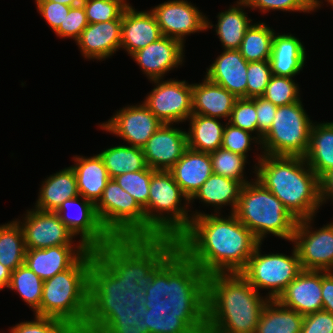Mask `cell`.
Returning <instances> with one entry per match:
<instances>
[{"label": "cell", "mask_w": 333, "mask_h": 333, "mask_svg": "<svg viewBox=\"0 0 333 333\" xmlns=\"http://www.w3.org/2000/svg\"><path fill=\"white\" fill-rule=\"evenodd\" d=\"M142 318L187 319L174 238H112L94 251L82 333H95L106 321Z\"/></svg>", "instance_id": "cell-1"}, {"label": "cell", "mask_w": 333, "mask_h": 333, "mask_svg": "<svg viewBox=\"0 0 333 333\" xmlns=\"http://www.w3.org/2000/svg\"><path fill=\"white\" fill-rule=\"evenodd\" d=\"M189 228L177 239L179 274L188 293L213 273H240L260 241L233 213H191ZM221 216V217H220Z\"/></svg>", "instance_id": "cell-2"}, {"label": "cell", "mask_w": 333, "mask_h": 333, "mask_svg": "<svg viewBox=\"0 0 333 333\" xmlns=\"http://www.w3.org/2000/svg\"><path fill=\"white\" fill-rule=\"evenodd\" d=\"M268 301L240 273H213L187 293V326L194 333H255Z\"/></svg>", "instance_id": "cell-3"}, {"label": "cell", "mask_w": 333, "mask_h": 333, "mask_svg": "<svg viewBox=\"0 0 333 333\" xmlns=\"http://www.w3.org/2000/svg\"><path fill=\"white\" fill-rule=\"evenodd\" d=\"M256 180L270 190L299 221L314 217L320 209V178L304 157L258 154Z\"/></svg>", "instance_id": "cell-4"}, {"label": "cell", "mask_w": 333, "mask_h": 333, "mask_svg": "<svg viewBox=\"0 0 333 333\" xmlns=\"http://www.w3.org/2000/svg\"><path fill=\"white\" fill-rule=\"evenodd\" d=\"M93 258L94 250L88 249L69 269L44 280L40 316L65 321L78 333L84 331Z\"/></svg>", "instance_id": "cell-5"}, {"label": "cell", "mask_w": 333, "mask_h": 333, "mask_svg": "<svg viewBox=\"0 0 333 333\" xmlns=\"http://www.w3.org/2000/svg\"><path fill=\"white\" fill-rule=\"evenodd\" d=\"M149 190L148 204L143 209L146 238L170 237L177 240L191 224L192 215L188 212L192 211L187 210L190 200L172 174L165 170H156L152 174ZM182 200H185L184 204Z\"/></svg>", "instance_id": "cell-6"}, {"label": "cell", "mask_w": 333, "mask_h": 333, "mask_svg": "<svg viewBox=\"0 0 333 333\" xmlns=\"http://www.w3.org/2000/svg\"><path fill=\"white\" fill-rule=\"evenodd\" d=\"M260 241L267 234L292 241L297 219L283 203L256 179L244 184L233 213Z\"/></svg>", "instance_id": "cell-7"}, {"label": "cell", "mask_w": 333, "mask_h": 333, "mask_svg": "<svg viewBox=\"0 0 333 333\" xmlns=\"http://www.w3.org/2000/svg\"><path fill=\"white\" fill-rule=\"evenodd\" d=\"M307 114L302 101L279 106L270 129L261 139L262 154L304 157L313 124Z\"/></svg>", "instance_id": "cell-8"}, {"label": "cell", "mask_w": 333, "mask_h": 333, "mask_svg": "<svg viewBox=\"0 0 333 333\" xmlns=\"http://www.w3.org/2000/svg\"><path fill=\"white\" fill-rule=\"evenodd\" d=\"M95 210L112 238H146L144 210L114 179L108 181Z\"/></svg>", "instance_id": "cell-9"}, {"label": "cell", "mask_w": 333, "mask_h": 333, "mask_svg": "<svg viewBox=\"0 0 333 333\" xmlns=\"http://www.w3.org/2000/svg\"><path fill=\"white\" fill-rule=\"evenodd\" d=\"M258 244L240 274L259 292L267 289L266 297L277 300L287 285L303 270L295 246L292 255L283 253L262 254Z\"/></svg>", "instance_id": "cell-10"}, {"label": "cell", "mask_w": 333, "mask_h": 333, "mask_svg": "<svg viewBox=\"0 0 333 333\" xmlns=\"http://www.w3.org/2000/svg\"><path fill=\"white\" fill-rule=\"evenodd\" d=\"M151 80L154 87L143 104L164 124H179L192 115V84L186 80Z\"/></svg>", "instance_id": "cell-11"}, {"label": "cell", "mask_w": 333, "mask_h": 333, "mask_svg": "<svg viewBox=\"0 0 333 333\" xmlns=\"http://www.w3.org/2000/svg\"><path fill=\"white\" fill-rule=\"evenodd\" d=\"M313 218L297 221L291 242L303 270L333 271V222L314 231Z\"/></svg>", "instance_id": "cell-12"}, {"label": "cell", "mask_w": 333, "mask_h": 333, "mask_svg": "<svg viewBox=\"0 0 333 333\" xmlns=\"http://www.w3.org/2000/svg\"><path fill=\"white\" fill-rule=\"evenodd\" d=\"M150 11L154 14L162 35L177 39L183 45L187 35L215 27L196 5L187 0H169Z\"/></svg>", "instance_id": "cell-13"}, {"label": "cell", "mask_w": 333, "mask_h": 333, "mask_svg": "<svg viewBox=\"0 0 333 333\" xmlns=\"http://www.w3.org/2000/svg\"><path fill=\"white\" fill-rule=\"evenodd\" d=\"M71 207L77 210L74 216ZM55 212L74 236L80 235L79 242L90 250L102 248L112 239L99 221L95 204L83 196L65 200Z\"/></svg>", "instance_id": "cell-14"}, {"label": "cell", "mask_w": 333, "mask_h": 333, "mask_svg": "<svg viewBox=\"0 0 333 333\" xmlns=\"http://www.w3.org/2000/svg\"><path fill=\"white\" fill-rule=\"evenodd\" d=\"M162 124L142 103L123 107L99 126L127 141V145L142 148Z\"/></svg>", "instance_id": "cell-15"}, {"label": "cell", "mask_w": 333, "mask_h": 333, "mask_svg": "<svg viewBox=\"0 0 333 333\" xmlns=\"http://www.w3.org/2000/svg\"><path fill=\"white\" fill-rule=\"evenodd\" d=\"M23 221L15 219L21 226L26 249H45L60 245H72L75 236L53 211L27 210ZM73 240V241H72Z\"/></svg>", "instance_id": "cell-16"}, {"label": "cell", "mask_w": 333, "mask_h": 333, "mask_svg": "<svg viewBox=\"0 0 333 333\" xmlns=\"http://www.w3.org/2000/svg\"><path fill=\"white\" fill-rule=\"evenodd\" d=\"M173 125L163 123L142 147L149 168L168 171L188 148L186 131Z\"/></svg>", "instance_id": "cell-17"}, {"label": "cell", "mask_w": 333, "mask_h": 333, "mask_svg": "<svg viewBox=\"0 0 333 333\" xmlns=\"http://www.w3.org/2000/svg\"><path fill=\"white\" fill-rule=\"evenodd\" d=\"M184 46L179 40L161 37L145 48L135 52L131 58L140 66L148 80L163 79L165 74L184 63Z\"/></svg>", "instance_id": "cell-18"}, {"label": "cell", "mask_w": 333, "mask_h": 333, "mask_svg": "<svg viewBox=\"0 0 333 333\" xmlns=\"http://www.w3.org/2000/svg\"><path fill=\"white\" fill-rule=\"evenodd\" d=\"M321 291L322 270H302L277 301L304 316L323 310Z\"/></svg>", "instance_id": "cell-19"}, {"label": "cell", "mask_w": 333, "mask_h": 333, "mask_svg": "<svg viewBox=\"0 0 333 333\" xmlns=\"http://www.w3.org/2000/svg\"><path fill=\"white\" fill-rule=\"evenodd\" d=\"M87 250L81 242L77 245L27 249L24 264L44 281L69 269Z\"/></svg>", "instance_id": "cell-20"}, {"label": "cell", "mask_w": 333, "mask_h": 333, "mask_svg": "<svg viewBox=\"0 0 333 333\" xmlns=\"http://www.w3.org/2000/svg\"><path fill=\"white\" fill-rule=\"evenodd\" d=\"M163 37L151 11H137L130 4L122 14L120 48L132 56Z\"/></svg>", "instance_id": "cell-21"}, {"label": "cell", "mask_w": 333, "mask_h": 333, "mask_svg": "<svg viewBox=\"0 0 333 333\" xmlns=\"http://www.w3.org/2000/svg\"><path fill=\"white\" fill-rule=\"evenodd\" d=\"M122 19L88 24L75 41L85 59L106 60L121 45Z\"/></svg>", "instance_id": "cell-22"}, {"label": "cell", "mask_w": 333, "mask_h": 333, "mask_svg": "<svg viewBox=\"0 0 333 333\" xmlns=\"http://www.w3.org/2000/svg\"><path fill=\"white\" fill-rule=\"evenodd\" d=\"M248 63L239 50H224L206 68L205 77L226 88L237 98H246Z\"/></svg>", "instance_id": "cell-23"}, {"label": "cell", "mask_w": 333, "mask_h": 333, "mask_svg": "<svg viewBox=\"0 0 333 333\" xmlns=\"http://www.w3.org/2000/svg\"><path fill=\"white\" fill-rule=\"evenodd\" d=\"M202 81L192 83V114L229 120L238 98L207 77Z\"/></svg>", "instance_id": "cell-24"}, {"label": "cell", "mask_w": 333, "mask_h": 333, "mask_svg": "<svg viewBox=\"0 0 333 333\" xmlns=\"http://www.w3.org/2000/svg\"><path fill=\"white\" fill-rule=\"evenodd\" d=\"M168 171L190 200L213 174L210 154L187 148L178 162Z\"/></svg>", "instance_id": "cell-25"}, {"label": "cell", "mask_w": 333, "mask_h": 333, "mask_svg": "<svg viewBox=\"0 0 333 333\" xmlns=\"http://www.w3.org/2000/svg\"><path fill=\"white\" fill-rule=\"evenodd\" d=\"M292 34H274L271 57L273 75L295 77L303 70L306 61L304 45Z\"/></svg>", "instance_id": "cell-26"}, {"label": "cell", "mask_w": 333, "mask_h": 333, "mask_svg": "<svg viewBox=\"0 0 333 333\" xmlns=\"http://www.w3.org/2000/svg\"><path fill=\"white\" fill-rule=\"evenodd\" d=\"M73 159L76 163L71 167L76 175L79 195L96 204L111 179L103 159L99 154L90 157L77 155Z\"/></svg>", "instance_id": "cell-27"}, {"label": "cell", "mask_w": 333, "mask_h": 333, "mask_svg": "<svg viewBox=\"0 0 333 333\" xmlns=\"http://www.w3.org/2000/svg\"><path fill=\"white\" fill-rule=\"evenodd\" d=\"M39 191L35 208L55 212L65 200L79 195L73 168L66 167L47 177Z\"/></svg>", "instance_id": "cell-28"}, {"label": "cell", "mask_w": 333, "mask_h": 333, "mask_svg": "<svg viewBox=\"0 0 333 333\" xmlns=\"http://www.w3.org/2000/svg\"><path fill=\"white\" fill-rule=\"evenodd\" d=\"M304 159L319 178L333 169V121L313 122Z\"/></svg>", "instance_id": "cell-29"}, {"label": "cell", "mask_w": 333, "mask_h": 333, "mask_svg": "<svg viewBox=\"0 0 333 333\" xmlns=\"http://www.w3.org/2000/svg\"><path fill=\"white\" fill-rule=\"evenodd\" d=\"M242 186L239 181L212 174L190 199V203H193L194 199H199L203 204H208L207 206H214L215 214H219V209L222 207L230 205V213H234Z\"/></svg>", "instance_id": "cell-30"}, {"label": "cell", "mask_w": 333, "mask_h": 333, "mask_svg": "<svg viewBox=\"0 0 333 333\" xmlns=\"http://www.w3.org/2000/svg\"><path fill=\"white\" fill-rule=\"evenodd\" d=\"M246 7L243 0H237L235 5L217 15L218 22L215 32L223 45L224 50H239L246 30L251 26L252 20L242 9Z\"/></svg>", "instance_id": "cell-31"}, {"label": "cell", "mask_w": 333, "mask_h": 333, "mask_svg": "<svg viewBox=\"0 0 333 333\" xmlns=\"http://www.w3.org/2000/svg\"><path fill=\"white\" fill-rule=\"evenodd\" d=\"M190 128L186 132L188 148L211 153L222 145L225 124H221L218 118L192 114L189 118Z\"/></svg>", "instance_id": "cell-32"}, {"label": "cell", "mask_w": 333, "mask_h": 333, "mask_svg": "<svg viewBox=\"0 0 333 333\" xmlns=\"http://www.w3.org/2000/svg\"><path fill=\"white\" fill-rule=\"evenodd\" d=\"M304 316L269 300L264 306L255 333H301Z\"/></svg>", "instance_id": "cell-33"}, {"label": "cell", "mask_w": 333, "mask_h": 333, "mask_svg": "<svg viewBox=\"0 0 333 333\" xmlns=\"http://www.w3.org/2000/svg\"><path fill=\"white\" fill-rule=\"evenodd\" d=\"M99 155L103 159L111 179L127 172L140 171L148 167L140 147L118 145L101 151Z\"/></svg>", "instance_id": "cell-34"}, {"label": "cell", "mask_w": 333, "mask_h": 333, "mask_svg": "<svg viewBox=\"0 0 333 333\" xmlns=\"http://www.w3.org/2000/svg\"><path fill=\"white\" fill-rule=\"evenodd\" d=\"M187 319H140L106 321L95 333H182Z\"/></svg>", "instance_id": "cell-35"}, {"label": "cell", "mask_w": 333, "mask_h": 333, "mask_svg": "<svg viewBox=\"0 0 333 333\" xmlns=\"http://www.w3.org/2000/svg\"><path fill=\"white\" fill-rule=\"evenodd\" d=\"M26 246L23 230L14 220L0 225V263L12 272L24 264Z\"/></svg>", "instance_id": "cell-36"}, {"label": "cell", "mask_w": 333, "mask_h": 333, "mask_svg": "<svg viewBox=\"0 0 333 333\" xmlns=\"http://www.w3.org/2000/svg\"><path fill=\"white\" fill-rule=\"evenodd\" d=\"M275 30L265 22L252 23L246 30L239 51L247 62L266 61L271 57Z\"/></svg>", "instance_id": "cell-37"}, {"label": "cell", "mask_w": 333, "mask_h": 333, "mask_svg": "<svg viewBox=\"0 0 333 333\" xmlns=\"http://www.w3.org/2000/svg\"><path fill=\"white\" fill-rule=\"evenodd\" d=\"M43 282L26 264H22L12 272L8 289L15 290L34 315L40 316Z\"/></svg>", "instance_id": "cell-38"}, {"label": "cell", "mask_w": 333, "mask_h": 333, "mask_svg": "<svg viewBox=\"0 0 333 333\" xmlns=\"http://www.w3.org/2000/svg\"><path fill=\"white\" fill-rule=\"evenodd\" d=\"M209 154L212 162L213 174L239 181L242 185L249 182L246 176L244 178L245 164L248 160L246 157L233 153L223 147H220Z\"/></svg>", "instance_id": "cell-39"}, {"label": "cell", "mask_w": 333, "mask_h": 333, "mask_svg": "<svg viewBox=\"0 0 333 333\" xmlns=\"http://www.w3.org/2000/svg\"><path fill=\"white\" fill-rule=\"evenodd\" d=\"M155 171L147 167L140 171L121 174L113 179L144 209L148 204L150 181Z\"/></svg>", "instance_id": "cell-40"}, {"label": "cell", "mask_w": 333, "mask_h": 333, "mask_svg": "<svg viewBox=\"0 0 333 333\" xmlns=\"http://www.w3.org/2000/svg\"><path fill=\"white\" fill-rule=\"evenodd\" d=\"M88 24L122 19L130 5L126 0H82Z\"/></svg>", "instance_id": "cell-41"}, {"label": "cell", "mask_w": 333, "mask_h": 333, "mask_svg": "<svg viewBox=\"0 0 333 333\" xmlns=\"http://www.w3.org/2000/svg\"><path fill=\"white\" fill-rule=\"evenodd\" d=\"M299 88L291 77L272 75L262 97L278 107L288 105L301 101Z\"/></svg>", "instance_id": "cell-42"}, {"label": "cell", "mask_w": 333, "mask_h": 333, "mask_svg": "<svg viewBox=\"0 0 333 333\" xmlns=\"http://www.w3.org/2000/svg\"><path fill=\"white\" fill-rule=\"evenodd\" d=\"M256 103L251 98H238L228 123L257 135L261 141L263 135L258 131Z\"/></svg>", "instance_id": "cell-43"}, {"label": "cell", "mask_w": 333, "mask_h": 333, "mask_svg": "<svg viewBox=\"0 0 333 333\" xmlns=\"http://www.w3.org/2000/svg\"><path fill=\"white\" fill-rule=\"evenodd\" d=\"M10 333H78L67 322L52 317L35 315L33 321L17 323Z\"/></svg>", "instance_id": "cell-44"}, {"label": "cell", "mask_w": 333, "mask_h": 333, "mask_svg": "<svg viewBox=\"0 0 333 333\" xmlns=\"http://www.w3.org/2000/svg\"><path fill=\"white\" fill-rule=\"evenodd\" d=\"M269 60L248 63L246 98L261 97L272 77Z\"/></svg>", "instance_id": "cell-45"}, {"label": "cell", "mask_w": 333, "mask_h": 333, "mask_svg": "<svg viewBox=\"0 0 333 333\" xmlns=\"http://www.w3.org/2000/svg\"><path fill=\"white\" fill-rule=\"evenodd\" d=\"M254 142L261 145V141L254 134L235 127L228 122L225 124L221 145L224 149L247 158V153L251 150L250 145Z\"/></svg>", "instance_id": "cell-46"}, {"label": "cell", "mask_w": 333, "mask_h": 333, "mask_svg": "<svg viewBox=\"0 0 333 333\" xmlns=\"http://www.w3.org/2000/svg\"><path fill=\"white\" fill-rule=\"evenodd\" d=\"M88 26L85 9L82 4L70 8L64 22L61 23L55 34L60 38L77 40L82 31Z\"/></svg>", "instance_id": "cell-47"}, {"label": "cell", "mask_w": 333, "mask_h": 333, "mask_svg": "<svg viewBox=\"0 0 333 333\" xmlns=\"http://www.w3.org/2000/svg\"><path fill=\"white\" fill-rule=\"evenodd\" d=\"M246 3V8H258L264 14L270 10H280L288 12H313V10L303 0H243Z\"/></svg>", "instance_id": "cell-48"}, {"label": "cell", "mask_w": 333, "mask_h": 333, "mask_svg": "<svg viewBox=\"0 0 333 333\" xmlns=\"http://www.w3.org/2000/svg\"><path fill=\"white\" fill-rule=\"evenodd\" d=\"M37 6V11L45 19L46 23L55 32L67 14L69 13L70 6H66L57 2L51 1H35Z\"/></svg>", "instance_id": "cell-49"}, {"label": "cell", "mask_w": 333, "mask_h": 333, "mask_svg": "<svg viewBox=\"0 0 333 333\" xmlns=\"http://www.w3.org/2000/svg\"><path fill=\"white\" fill-rule=\"evenodd\" d=\"M301 333H333V314L322 310L304 315Z\"/></svg>", "instance_id": "cell-50"}, {"label": "cell", "mask_w": 333, "mask_h": 333, "mask_svg": "<svg viewBox=\"0 0 333 333\" xmlns=\"http://www.w3.org/2000/svg\"><path fill=\"white\" fill-rule=\"evenodd\" d=\"M251 99L256 103L258 131L264 135L272 125L278 106L262 96Z\"/></svg>", "instance_id": "cell-51"}, {"label": "cell", "mask_w": 333, "mask_h": 333, "mask_svg": "<svg viewBox=\"0 0 333 333\" xmlns=\"http://www.w3.org/2000/svg\"><path fill=\"white\" fill-rule=\"evenodd\" d=\"M323 311L333 314V271L322 270Z\"/></svg>", "instance_id": "cell-52"}, {"label": "cell", "mask_w": 333, "mask_h": 333, "mask_svg": "<svg viewBox=\"0 0 333 333\" xmlns=\"http://www.w3.org/2000/svg\"><path fill=\"white\" fill-rule=\"evenodd\" d=\"M329 199L333 202V169L320 178L321 205Z\"/></svg>", "instance_id": "cell-53"}, {"label": "cell", "mask_w": 333, "mask_h": 333, "mask_svg": "<svg viewBox=\"0 0 333 333\" xmlns=\"http://www.w3.org/2000/svg\"><path fill=\"white\" fill-rule=\"evenodd\" d=\"M12 271L0 263V290L8 288Z\"/></svg>", "instance_id": "cell-54"}, {"label": "cell", "mask_w": 333, "mask_h": 333, "mask_svg": "<svg viewBox=\"0 0 333 333\" xmlns=\"http://www.w3.org/2000/svg\"><path fill=\"white\" fill-rule=\"evenodd\" d=\"M35 1H51V2H57L66 6H78L82 3V0H35Z\"/></svg>", "instance_id": "cell-55"}, {"label": "cell", "mask_w": 333, "mask_h": 333, "mask_svg": "<svg viewBox=\"0 0 333 333\" xmlns=\"http://www.w3.org/2000/svg\"><path fill=\"white\" fill-rule=\"evenodd\" d=\"M313 11L319 9L323 3L321 0H303ZM327 1V0H325Z\"/></svg>", "instance_id": "cell-56"}, {"label": "cell", "mask_w": 333, "mask_h": 333, "mask_svg": "<svg viewBox=\"0 0 333 333\" xmlns=\"http://www.w3.org/2000/svg\"><path fill=\"white\" fill-rule=\"evenodd\" d=\"M182 333H194L187 325L184 327Z\"/></svg>", "instance_id": "cell-57"}, {"label": "cell", "mask_w": 333, "mask_h": 333, "mask_svg": "<svg viewBox=\"0 0 333 333\" xmlns=\"http://www.w3.org/2000/svg\"><path fill=\"white\" fill-rule=\"evenodd\" d=\"M327 2L333 7V0H327Z\"/></svg>", "instance_id": "cell-58"}]
</instances>
